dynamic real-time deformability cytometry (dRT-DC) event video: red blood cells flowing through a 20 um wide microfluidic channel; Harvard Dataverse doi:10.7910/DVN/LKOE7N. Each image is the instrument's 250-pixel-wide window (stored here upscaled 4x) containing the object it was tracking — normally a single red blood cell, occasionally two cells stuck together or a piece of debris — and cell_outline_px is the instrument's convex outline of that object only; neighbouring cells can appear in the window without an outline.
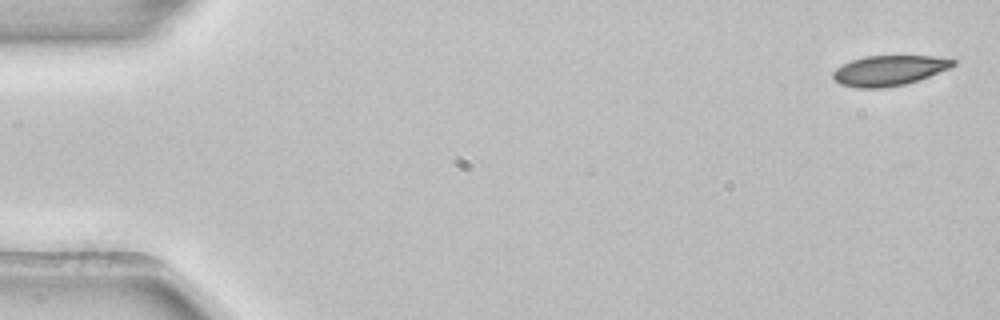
{"species": "common noctule bat (a hibernating species)", "species_latin": "Nyctalus noctula", "temperature_condition": "room temperature", "stored_images_in_passage": 5, "camera_frame_rate_fps": 3000, "um_per_image_px": 0.085, "animal": {"sex": "female", "body_mass_g": 22.7, "forearm_length_mm": 54.2}, "frame": {"image": 1, "passage_image": 1, "time_ms": 0.0, "image_size_px": [1000, 320], "cell_outline_px": [[956, 64], [948, 68], [928, 76], [904, 84], [884, 88], [856, 88], [840, 84], [832, 76], [832, 72], [836, 68], [852, 60], [864, 56], [932, 56], [956, 60]], "centroid_in_image_um": [75.53, 5.99], "position_along_channel_um": 9.5, "area_um2": 20.87}}
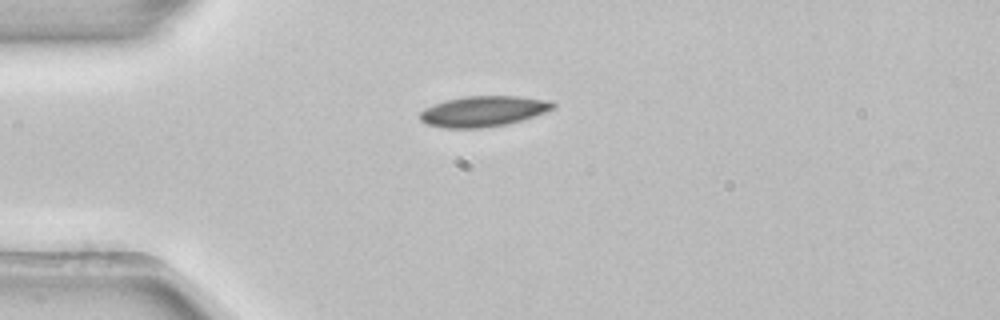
{"frame": {"image": 2, "passage_image": 4, "time_ms": 1.0, "image_size_px": [1000, 320], "cell_outline_px": [[556, 108], [520, 120], [504, 124], [480, 128], [444, 128], [424, 124], [420, 120], [420, 112], [424, 108], [432, 104], [444, 100], [464, 96], [516, 96], [548, 100], [556, 104]], "centroid_in_image_um": [41.01, 9.45], "position_along_channel_um": 44.0, "area_um2": 23.7}}